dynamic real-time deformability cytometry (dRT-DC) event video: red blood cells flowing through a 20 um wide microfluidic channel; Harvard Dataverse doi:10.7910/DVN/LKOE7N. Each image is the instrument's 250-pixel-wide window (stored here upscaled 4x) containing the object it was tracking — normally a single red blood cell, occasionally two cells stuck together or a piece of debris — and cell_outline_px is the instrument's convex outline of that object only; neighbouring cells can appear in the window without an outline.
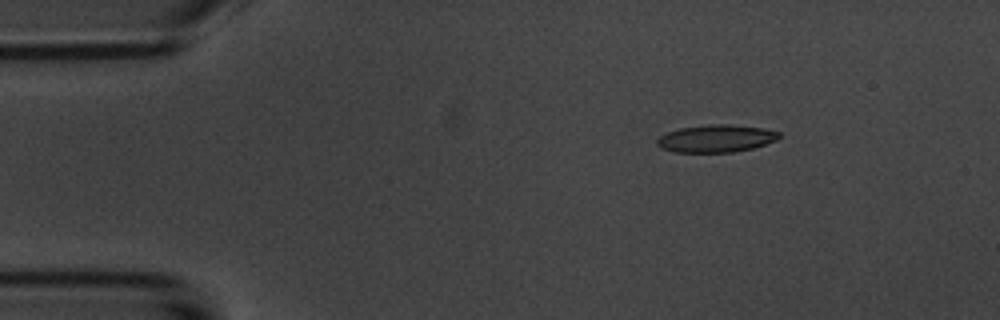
{"species": "common noctule bat (a hibernating species)", "species_latin": "Nyctalus noctula", "temperature_condition": "room temperature", "stored_images_in_passage": 3, "camera_frame_rate_fps": 3000, "um_per_image_px": 0.085, "animal": {"sex": "male", "body_mass_g": 20.1, "forearm_length_mm": 53.5}, "frame": {"image": 1, "passage_image": 1, "time_ms": 0.0, "image_size_px": [1000, 320], "cell_outline_px": [[780, 136], [776, 140], [752, 148], [732, 152], [672, 152], [660, 148], [656, 144], [656, 140], [660, 136], [668, 132], [680, 128], [708, 124], [728, 124], [764, 128], [780, 132]], "centroid_in_image_um": [60.84, 11.77], "position_along_channel_um": 24.2, "area_um2": 19.54}}